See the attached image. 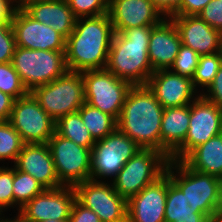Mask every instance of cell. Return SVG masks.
I'll use <instances>...</instances> for the list:
<instances>
[{
  "label": "cell",
  "mask_w": 222,
  "mask_h": 222,
  "mask_svg": "<svg viewBox=\"0 0 222 222\" xmlns=\"http://www.w3.org/2000/svg\"><path fill=\"white\" fill-rule=\"evenodd\" d=\"M113 35L108 13L87 19L78 18L72 33L66 39L68 70L81 73L106 69Z\"/></svg>",
  "instance_id": "6da1fadb"
},
{
  "label": "cell",
  "mask_w": 222,
  "mask_h": 222,
  "mask_svg": "<svg viewBox=\"0 0 222 222\" xmlns=\"http://www.w3.org/2000/svg\"><path fill=\"white\" fill-rule=\"evenodd\" d=\"M164 108L147 85L132 86L122 106L117 128L142 149L160 151Z\"/></svg>",
  "instance_id": "7a4b0ae2"
},
{
  "label": "cell",
  "mask_w": 222,
  "mask_h": 222,
  "mask_svg": "<svg viewBox=\"0 0 222 222\" xmlns=\"http://www.w3.org/2000/svg\"><path fill=\"white\" fill-rule=\"evenodd\" d=\"M152 27L141 26L121 33L114 32L106 69L133 86L147 85L154 72L148 54Z\"/></svg>",
  "instance_id": "3957f363"
},
{
  "label": "cell",
  "mask_w": 222,
  "mask_h": 222,
  "mask_svg": "<svg viewBox=\"0 0 222 222\" xmlns=\"http://www.w3.org/2000/svg\"><path fill=\"white\" fill-rule=\"evenodd\" d=\"M165 171L204 214L212 219L222 213V179L190 169L182 160H169Z\"/></svg>",
  "instance_id": "277c9868"
},
{
  "label": "cell",
  "mask_w": 222,
  "mask_h": 222,
  "mask_svg": "<svg viewBox=\"0 0 222 222\" xmlns=\"http://www.w3.org/2000/svg\"><path fill=\"white\" fill-rule=\"evenodd\" d=\"M11 63L28 92L68 71L65 51L31 50L16 46Z\"/></svg>",
  "instance_id": "5b68a950"
},
{
  "label": "cell",
  "mask_w": 222,
  "mask_h": 222,
  "mask_svg": "<svg viewBox=\"0 0 222 222\" xmlns=\"http://www.w3.org/2000/svg\"><path fill=\"white\" fill-rule=\"evenodd\" d=\"M42 109L54 120L77 112L85 103L81 73L67 71L54 81L30 92Z\"/></svg>",
  "instance_id": "8992f818"
},
{
  "label": "cell",
  "mask_w": 222,
  "mask_h": 222,
  "mask_svg": "<svg viewBox=\"0 0 222 222\" xmlns=\"http://www.w3.org/2000/svg\"><path fill=\"white\" fill-rule=\"evenodd\" d=\"M169 159L155 149H141L113 178L115 191L126 201L154 182L166 170Z\"/></svg>",
  "instance_id": "52a82bcc"
},
{
  "label": "cell",
  "mask_w": 222,
  "mask_h": 222,
  "mask_svg": "<svg viewBox=\"0 0 222 222\" xmlns=\"http://www.w3.org/2000/svg\"><path fill=\"white\" fill-rule=\"evenodd\" d=\"M85 102L118 121L132 84L117 78L107 69L81 72Z\"/></svg>",
  "instance_id": "ba28073f"
},
{
  "label": "cell",
  "mask_w": 222,
  "mask_h": 222,
  "mask_svg": "<svg viewBox=\"0 0 222 222\" xmlns=\"http://www.w3.org/2000/svg\"><path fill=\"white\" fill-rule=\"evenodd\" d=\"M47 144L59 182L63 186L75 187L90 180L91 149L77 145L72 140L60 136L56 131Z\"/></svg>",
  "instance_id": "9c48e42d"
},
{
  "label": "cell",
  "mask_w": 222,
  "mask_h": 222,
  "mask_svg": "<svg viewBox=\"0 0 222 222\" xmlns=\"http://www.w3.org/2000/svg\"><path fill=\"white\" fill-rule=\"evenodd\" d=\"M141 149L135 141L116 128L94 144L91 150L90 179L99 181L97 178H115L125 163Z\"/></svg>",
  "instance_id": "30bf717a"
},
{
  "label": "cell",
  "mask_w": 222,
  "mask_h": 222,
  "mask_svg": "<svg viewBox=\"0 0 222 222\" xmlns=\"http://www.w3.org/2000/svg\"><path fill=\"white\" fill-rule=\"evenodd\" d=\"M196 97L190 104L189 128L184 143L171 155L170 160L181 161L198 145L222 133V109L205 99L201 92Z\"/></svg>",
  "instance_id": "8fae6325"
},
{
  "label": "cell",
  "mask_w": 222,
  "mask_h": 222,
  "mask_svg": "<svg viewBox=\"0 0 222 222\" xmlns=\"http://www.w3.org/2000/svg\"><path fill=\"white\" fill-rule=\"evenodd\" d=\"M8 122L17 130L24 144L48 143L55 133L54 121L29 92L14 100Z\"/></svg>",
  "instance_id": "7c38bea8"
},
{
  "label": "cell",
  "mask_w": 222,
  "mask_h": 222,
  "mask_svg": "<svg viewBox=\"0 0 222 222\" xmlns=\"http://www.w3.org/2000/svg\"><path fill=\"white\" fill-rule=\"evenodd\" d=\"M74 188L76 199L94 211L101 222H127V201L115 191L112 184L90 179Z\"/></svg>",
  "instance_id": "4fadbf2b"
},
{
  "label": "cell",
  "mask_w": 222,
  "mask_h": 222,
  "mask_svg": "<svg viewBox=\"0 0 222 222\" xmlns=\"http://www.w3.org/2000/svg\"><path fill=\"white\" fill-rule=\"evenodd\" d=\"M76 191L71 186L44 189L19 211L26 222L45 220H69Z\"/></svg>",
  "instance_id": "5bb4252c"
},
{
  "label": "cell",
  "mask_w": 222,
  "mask_h": 222,
  "mask_svg": "<svg viewBox=\"0 0 222 222\" xmlns=\"http://www.w3.org/2000/svg\"><path fill=\"white\" fill-rule=\"evenodd\" d=\"M17 47L31 50L65 51L66 39L52 27L16 8L11 19Z\"/></svg>",
  "instance_id": "9a60e30c"
},
{
  "label": "cell",
  "mask_w": 222,
  "mask_h": 222,
  "mask_svg": "<svg viewBox=\"0 0 222 222\" xmlns=\"http://www.w3.org/2000/svg\"><path fill=\"white\" fill-rule=\"evenodd\" d=\"M168 173L127 201V222H165Z\"/></svg>",
  "instance_id": "2e32d148"
},
{
  "label": "cell",
  "mask_w": 222,
  "mask_h": 222,
  "mask_svg": "<svg viewBox=\"0 0 222 222\" xmlns=\"http://www.w3.org/2000/svg\"><path fill=\"white\" fill-rule=\"evenodd\" d=\"M108 15L116 33L141 26H156L164 17L150 0H109Z\"/></svg>",
  "instance_id": "e0dca14e"
},
{
  "label": "cell",
  "mask_w": 222,
  "mask_h": 222,
  "mask_svg": "<svg viewBox=\"0 0 222 222\" xmlns=\"http://www.w3.org/2000/svg\"><path fill=\"white\" fill-rule=\"evenodd\" d=\"M170 19L178 30L181 43L199 56L222 52V33L198 15L173 16Z\"/></svg>",
  "instance_id": "ac0fdd59"
},
{
  "label": "cell",
  "mask_w": 222,
  "mask_h": 222,
  "mask_svg": "<svg viewBox=\"0 0 222 222\" xmlns=\"http://www.w3.org/2000/svg\"><path fill=\"white\" fill-rule=\"evenodd\" d=\"M147 86L163 108L190 105L196 92L191 78L173 73L169 69L153 72Z\"/></svg>",
  "instance_id": "d6986e66"
},
{
  "label": "cell",
  "mask_w": 222,
  "mask_h": 222,
  "mask_svg": "<svg viewBox=\"0 0 222 222\" xmlns=\"http://www.w3.org/2000/svg\"><path fill=\"white\" fill-rule=\"evenodd\" d=\"M14 166L34 177L45 189L63 186L56 174L47 143L23 144Z\"/></svg>",
  "instance_id": "ffe728a7"
},
{
  "label": "cell",
  "mask_w": 222,
  "mask_h": 222,
  "mask_svg": "<svg viewBox=\"0 0 222 222\" xmlns=\"http://www.w3.org/2000/svg\"><path fill=\"white\" fill-rule=\"evenodd\" d=\"M182 46L178 30L171 19L164 18L151 28L149 39V61L153 71L168 70Z\"/></svg>",
  "instance_id": "44dd1931"
},
{
  "label": "cell",
  "mask_w": 222,
  "mask_h": 222,
  "mask_svg": "<svg viewBox=\"0 0 222 222\" xmlns=\"http://www.w3.org/2000/svg\"><path fill=\"white\" fill-rule=\"evenodd\" d=\"M190 121V105L164 108L160 131V152L169 160L184 143Z\"/></svg>",
  "instance_id": "7402d4cb"
},
{
  "label": "cell",
  "mask_w": 222,
  "mask_h": 222,
  "mask_svg": "<svg viewBox=\"0 0 222 222\" xmlns=\"http://www.w3.org/2000/svg\"><path fill=\"white\" fill-rule=\"evenodd\" d=\"M24 11L34 20L52 27L65 39L72 33L77 20L66 0L33 3Z\"/></svg>",
  "instance_id": "603a6c76"
},
{
  "label": "cell",
  "mask_w": 222,
  "mask_h": 222,
  "mask_svg": "<svg viewBox=\"0 0 222 222\" xmlns=\"http://www.w3.org/2000/svg\"><path fill=\"white\" fill-rule=\"evenodd\" d=\"M182 161L190 169L222 179V133L198 145Z\"/></svg>",
  "instance_id": "cb8c5ba5"
},
{
  "label": "cell",
  "mask_w": 222,
  "mask_h": 222,
  "mask_svg": "<svg viewBox=\"0 0 222 222\" xmlns=\"http://www.w3.org/2000/svg\"><path fill=\"white\" fill-rule=\"evenodd\" d=\"M210 219L199 207L194 206L168 174L165 222H210Z\"/></svg>",
  "instance_id": "d4e9b609"
},
{
  "label": "cell",
  "mask_w": 222,
  "mask_h": 222,
  "mask_svg": "<svg viewBox=\"0 0 222 222\" xmlns=\"http://www.w3.org/2000/svg\"><path fill=\"white\" fill-rule=\"evenodd\" d=\"M95 141L104 139L117 128V121L88 103L77 111Z\"/></svg>",
  "instance_id": "484cf974"
},
{
  "label": "cell",
  "mask_w": 222,
  "mask_h": 222,
  "mask_svg": "<svg viewBox=\"0 0 222 222\" xmlns=\"http://www.w3.org/2000/svg\"><path fill=\"white\" fill-rule=\"evenodd\" d=\"M55 131L77 145L92 150L96 141L85 127L78 112L60 117L55 124Z\"/></svg>",
  "instance_id": "4316f807"
},
{
  "label": "cell",
  "mask_w": 222,
  "mask_h": 222,
  "mask_svg": "<svg viewBox=\"0 0 222 222\" xmlns=\"http://www.w3.org/2000/svg\"><path fill=\"white\" fill-rule=\"evenodd\" d=\"M44 189L34 177L16 167L13 168L14 205H19L18 211Z\"/></svg>",
  "instance_id": "83f0119b"
},
{
  "label": "cell",
  "mask_w": 222,
  "mask_h": 222,
  "mask_svg": "<svg viewBox=\"0 0 222 222\" xmlns=\"http://www.w3.org/2000/svg\"><path fill=\"white\" fill-rule=\"evenodd\" d=\"M221 64L222 52L200 56L192 78L195 90L199 85L207 88L213 82Z\"/></svg>",
  "instance_id": "f1b7e54d"
},
{
  "label": "cell",
  "mask_w": 222,
  "mask_h": 222,
  "mask_svg": "<svg viewBox=\"0 0 222 222\" xmlns=\"http://www.w3.org/2000/svg\"><path fill=\"white\" fill-rule=\"evenodd\" d=\"M23 141L17 130L8 122H0V161L12 159L15 163Z\"/></svg>",
  "instance_id": "f546056e"
},
{
  "label": "cell",
  "mask_w": 222,
  "mask_h": 222,
  "mask_svg": "<svg viewBox=\"0 0 222 222\" xmlns=\"http://www.w3.org/2000/svg\"><path fill=\"white\" fill-rule=\"evenodd\" d=\"M0 91L15 100L29 93L11 62L0 63Z\"/></svg>",
  "instance_id": "4dcf8cb0"
},
{
  "label": "cell",
  "mask_w": 222,
  "mask_h": 222,
  "mask_svg": "<svg viewBox=\"0 0 222 222\" xmlns=\"http://www.w3.org/2000/svg\"><path fill=\"white\" fill-rule=\"evenodd\" d=\"M75 17H97L108 13L109 0H66Z\"/></svg>",
  "instance_id": "1f68e13d"
},
{
  "label": "cell",
  "mask_w": 222,
  "mask_h": 222,
  "mask_svg": "<svg viewBox=\"0 0 222 222\" xmlns=\"http://www.w3.org/2000/svg\"><path fill=\"white\" fill-rule=\"evenodd\" d=\"M199 57L196 51L182 44L170 70L192 79L198 66Z\"/></svg>",
  "instance_id": "d6a6232c"
},
{
  "label": "cell",
  "mask_w": 222,
  "mask_h": 222,
  "mask_svg": "<svg viewBox=\"0 0 222 222\" xmlns=\"http://www.w3.org/2000/svg\"><path fill=\"white\" fill-rule=\"evenodd\" d=\"M15 48V34L11 21H0V63L11 62Z\"/></svg>",
  "instance_id": "836d02e7"
},
{
  "label": "cell",
  "mask_w": 222,
  "mask_h": 222,
  "mask_svg": "<svg viewBox=\"0 0 222 222\" xmlns=\"http://www.w3.org/2000/svg\"><path fill=\"white\" fill-rule=\"evenodd\" d=\"M13 205V168L0 167V214Z\"/></svg>",
  "instance_id": "e575fe53"
},
{
  "label": "cell",
  "mask_w": 222,
  "mask_h": 222,
  "mask_svg": "<svg viewBox=\"0 0 222 222\" xmlns=\"http://www.w3.org/2000/svg\"><path fill=\"white\" fill-rule=\"evenodd\" d=\"M198 16L222 33V0H211Z\"/></svg>",
  "instance_id": "d590c367"
},
{
  "label": "cell",
  "mask_w": 222,
  "mask_h": 222,
  "mask_svg": "<svg viewBox=\"0 0 222 222\" xmlns=\"http://www.w3.org/2000/svg\"><path fill=\"white\" fill-rule=\"evenodd\" d=\"M69 222H101V220L94 211L76 199L72 205Z\"/></svg>",
  "instance_id": "8d00e7d4"
},
{
  "label": "cell",
  "mask_w": 222,
  "mask_h": 222,
  "mask_svg": "<svg viewBox=\"0 0 222 222\" xmlns=\"http://www.w3.org/2000/svg\"><path fill=\"white\" fill-rule=\"evenodd\" d=\"M207 92L201 95L210 102L216 104L222 109V64L213 80V82L207 87Z\"/></svg>",
  "instance_id": "74e56055"
},
{
  "label": "cell",
  "mask_w": 222,
  "mask_h": 222,
  "mask_svg": "<svg viewBox=\"0 0 222 222\" xmlns=\"http://www.w3.org/2000/svg\"><path fill=\"white\" fill-rule=\"evenodd\" d=\"M155 8L164 15V18L170 19L173 16H181L182 0H150ZM166 16V17H165Z\"/></svg>",
  "instance_id": "f35d334b"
},
{
  "label": "cell",
  "mask_w": 222,
  "mask_h": 222,
  "mask_svg": "<svg viewBox=\"0 0 222 222\" xmlns=\"http://www.w3.org/2000/svg\"><path fill=\"white\" fill-rule=\"evenodd\" d=\"M211 0H182L181 16L198 15Z\"/></svg>",
  "instance_id": "ab89813d"
},
{
  "label": "cell",
  "mask_w": 222,
  "mask_h": 222,
  "mask_svg": "<svg viewBox=\"0 0 222 222\" xmlns=\"http://www.w3.org/2000/svg\"><path fill=\"white\" fill-rule=\"evenodd\" d=\"M14 100L9 94L0 91V122L9 120Z\"/></svg>",
  "instance_id": "60d3db41"
},
{
  "label": "cell",
  "mask_w": 222,
  "mask_h": 222,
  "mask_svg": "<svg viewBox=\"0 0 222 222\" xmlns=\"http://www.w3.org/2000/svg\"><path fill=\"white\" fill-rule=\"evenodd\" d=\"M13 3V0H0V21H11L13 12L16 9Z\"/></svg>",
  "instance_id": "b9f144b4"
},
{
  "label": "cell",
  "mask_w": 222,
  "mask_h": 222,
  "mask_svg": "<svg viewBox=\"0 0 222 222\" xmlns=\"http://www.w3.org/2000/svg\"><path fill=\"white\" fill-rule=\"evenodd\" d=\"M47 2V1H55V0H15L16 3L15 4L16 8L24 10L27 6L33 4V3H37V2Z\"/></svg>",
  "instance_id": "7bdbcfd3"
},
{
  "label": "cell",
  "mask_w": 222,
  "mask_h": 222,
  "mask_svg": "<svg viewBox=\"0 0 222 222\" xmlns=\"http://www.w3.org/2000/svg\"><path fill=\"white\" fill-rule=\"evenodd\" d=\"M0 222H26L19 214L17 215V218L15 217V219L13 220H9V219H4L3 220V217H2V220L0 218Z\"/></svg>",
  "instance_id": "ee69618b"
},
{
  "label": "cell",
  "mask_w": 222,
  "mask_h": 222,
  "mask_svg": "<svg viewBox=\"0 0 222 222\" xmlns=\"http://www.w3.org/2000/svg\"><path fill=\"white\" fill-rule=\"evenodd\" d=\"M210 222H222V213L216 215L212 219H210Z\"/></svg>",
  "instance_id": "f6af8a7d"
},
{
  "label": "cell",
  "mask_w": 222,
  "mask_h": 222,
  "mask_svg": "<svg viewBox=\"0 0 222 222\" xmlns=\"http://www.w3.org/2000/svg\"><path fill=\"white\" fill-rule=\"evenodd\" d=\"M40 222H69V220H45V221H40Z\"/></svg>",
  "instance_id": "bcb514c9"
}]
</instances>
